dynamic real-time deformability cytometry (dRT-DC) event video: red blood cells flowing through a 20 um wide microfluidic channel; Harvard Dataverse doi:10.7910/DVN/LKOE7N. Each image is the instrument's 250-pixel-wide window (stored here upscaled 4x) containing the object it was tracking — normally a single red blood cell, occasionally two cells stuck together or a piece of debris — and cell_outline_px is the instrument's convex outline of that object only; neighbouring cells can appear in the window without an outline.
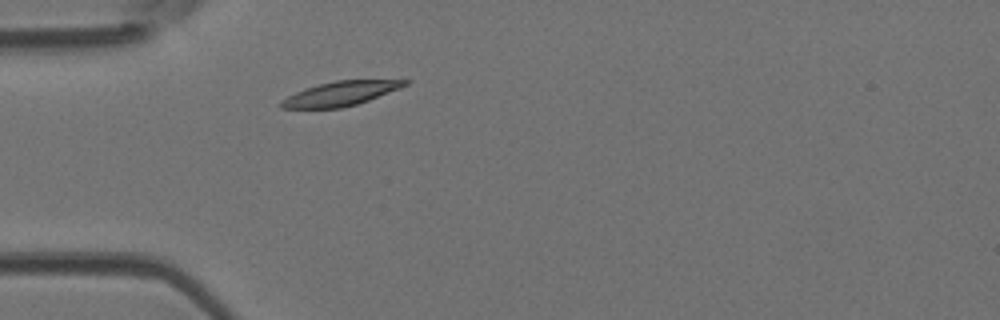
{"species": "Egyptian fruit bat (a non-hibernating species)", "species_latin": "Rousettus aegyptiacus", "temperature_condition": "room temperature", "stored_images_in_passage": 1, "camera_frame_rate_fps": 3000, "um_per_image_px": 0.085, "animal": {"sex": "female"}, "frame": {"image": 1, "passage_image": 1, "time_ms": 0.0, "image_size_px": [1000, 320], "cell_outline_px": [[412, 80], [408, 84], [400, 88], [368, 100], [356, 104], [340, 108], [280, 108], [280, 100], [304, 88], [336, 80]], "centroid_in_image_um": [28.93, 7.95], "position_along_channel_um": 56.1, "area_um2": 17.34}}